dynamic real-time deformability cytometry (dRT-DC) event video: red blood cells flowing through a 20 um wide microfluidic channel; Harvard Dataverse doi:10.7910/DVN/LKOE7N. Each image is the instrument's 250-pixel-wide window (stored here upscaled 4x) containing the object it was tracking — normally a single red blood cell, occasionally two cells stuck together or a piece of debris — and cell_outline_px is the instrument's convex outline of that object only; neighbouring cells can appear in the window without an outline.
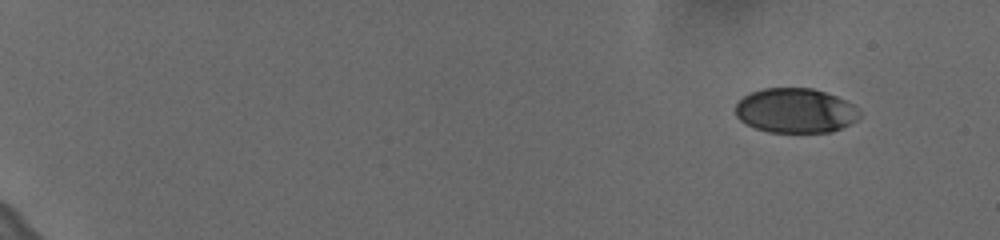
{"species": "human", "species_latin": "Homo sapiens", "temperature_condition": "cold", "stored_images_in_passage": 55, "camera_frame_rate_fps": 3000, "um_per_image_px": 0.085, "donor": {"sex": "female"}, "frame": {"image": 1, "passage_image": 1, "time_ms": 0.0, "image_size_px": [1000, 240], "cell_outline_px": [[860, 116], [856, 120], [832, 132], [768, 132], [744, 124], [736, 116], [736, 104], [744, 96], [752, 92], [764, 88], [812, 88], [836, 96], [860, 108]], "centroid_in_image_um": [67.61, 9.4], "position_along_channel_um": 17.4, "area_um2": 32.25}}
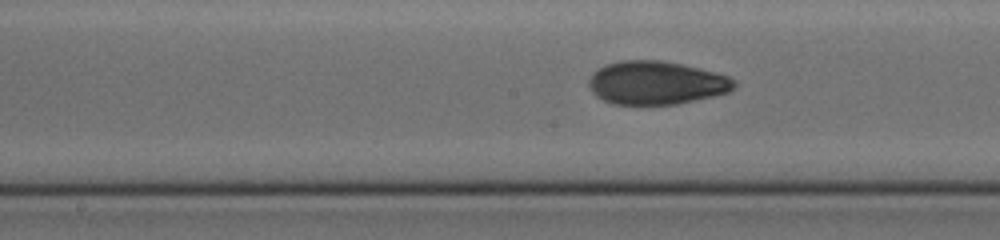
{"frame": {"image": 2, "passage_image": 30, "time_ms": 9.667, "image_size_px": [1000, 240], "cell_outline_px": [[736, 84], [728, 92], [716, 96], [676, 104], [612, 104], [596, 96], [592, 92], [588, 84], [588, 80], [592, 72], [608, 64], [620, 60], [660, 60], [680, 64], [716, 72], [728, 76], [736, 80]], "centroid_in_image_um": [55.78, 7.04], "position_along_channel_um": 192.4, "area_um2": 36.7}}
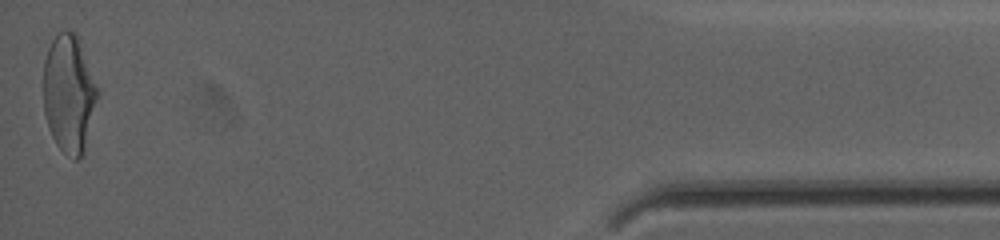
{"frame": {"image": 3, "passage_image": 55, "time_ms": 18.0, "image_size_px": [1000, 240], "cell_outline_px": [[100, 92], [84, 152], [76, 160], [72, 160], [56, 144], [52, 136], [44, 112], [44, 60], [48, 48], [56, 32], [64, 28], [76, 32]], "centroid_in_image_um": [5.88, 7.93], "position_along_channel_um": 429.3, "area_um2": 37.57}, "authors_computed_cell_mechanics": {"area_um2": 35.547, "velocity_mm_per_s": 3.626, "shape_relaxation_time_tau1_ms": 5.0598, "shape_relaxation_time_tau2_ms": 1.602, "deformation_change_tau1": 0.1638, "deformation_change_tau2": 0.0618}}